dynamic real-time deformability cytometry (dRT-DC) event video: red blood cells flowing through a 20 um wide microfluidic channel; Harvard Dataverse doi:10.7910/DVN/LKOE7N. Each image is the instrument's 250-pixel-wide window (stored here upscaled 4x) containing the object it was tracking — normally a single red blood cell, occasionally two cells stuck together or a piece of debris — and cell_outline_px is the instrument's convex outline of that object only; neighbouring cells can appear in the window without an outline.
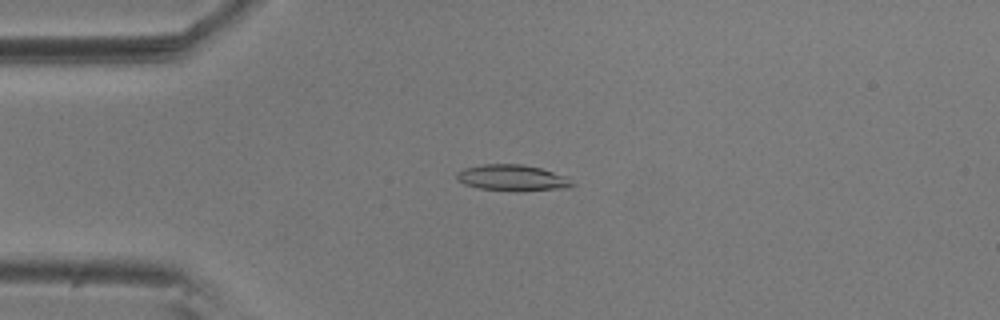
{"species": "common noctule bat (a hibernating species)", "species_latin": "Nyctalus noctula", "temperature_condition": "room temperature", "stored_images_in_passage": 45, "camera_frame_rate_fps": 3000, "um_per_image_px": 0.085, "animal": {"sex": "male", "body_mass_g": 20.5, "forearm_length_mm": 52.5}, "frame": {"image": 1, "passage_image": 3, "time_ms": 0.667, "image_size_px": [1000, 320], "cell_outline_px": [[576, 184], [568, 188], [524, 192], [480, 188], [464, 184], [456, 180], [456, 172], [464, 168], [484, 164], [520, 164], [540, 168], [568, 176]], "centroid_in_image_um": [43.6, 15.13], "position_along_channel_um": 41.4, "area_um2": 17.92}}
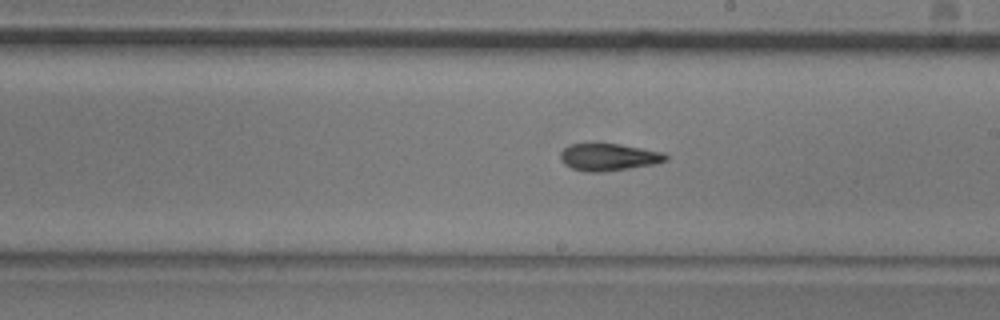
{"frame": {"image": 2, "passage_image": 21, "time_ms": 6.667, "image_size_px": [1000, 320], "cell_outline_px": [[668, 160], [652, 164], [604, 172], [588, 172], [572, 168], [564, 164], [560, 160], [560, 152], [568, 144], [620, 144], [664, 152], [668, 156]], "centroid_in_image_um": [51.72, 13.35], "position_along_channel_um": 237.3, "area_um2": 16.65}}
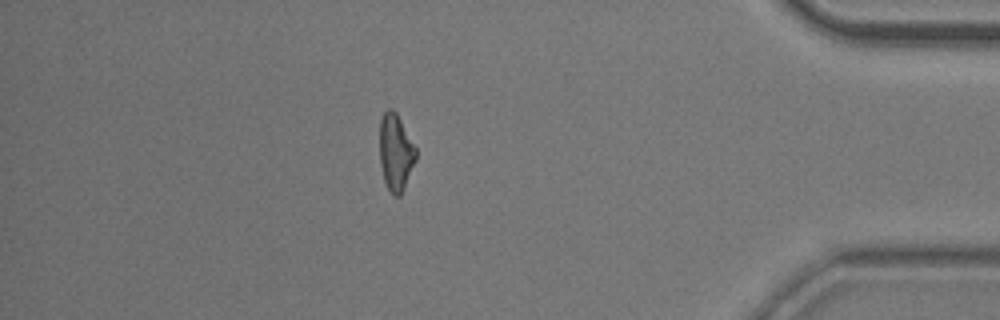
{"frame": {"image": 3, "passage_image": 38, "time_ms": 12.333, "image_size_px": [1000, 320], "cell_outline_px": [[416, 160], [404, 188], [400, 196], [392, 196], [384, 180], [380, 164], [380, 120], [384, 112], [388, 108], [392, 108], [396, 112], [416, 148]], "centroid_in_image_um": [33.63, 12.95], "position_along_channel_um": 401.6, "area_um2": 16.18}, "authors_computed_cell_mechanics": {"area_um2": 16.7042, "velocity_mm_per_s": 3.6244, "shape_relaxation_time_tau1_ms": 7.9484, "shape_relaxation_time_tau2_ms": 2.3959, "deformation_change_tau1": 0.1953, "deformation_change_tau2": 0.102}}